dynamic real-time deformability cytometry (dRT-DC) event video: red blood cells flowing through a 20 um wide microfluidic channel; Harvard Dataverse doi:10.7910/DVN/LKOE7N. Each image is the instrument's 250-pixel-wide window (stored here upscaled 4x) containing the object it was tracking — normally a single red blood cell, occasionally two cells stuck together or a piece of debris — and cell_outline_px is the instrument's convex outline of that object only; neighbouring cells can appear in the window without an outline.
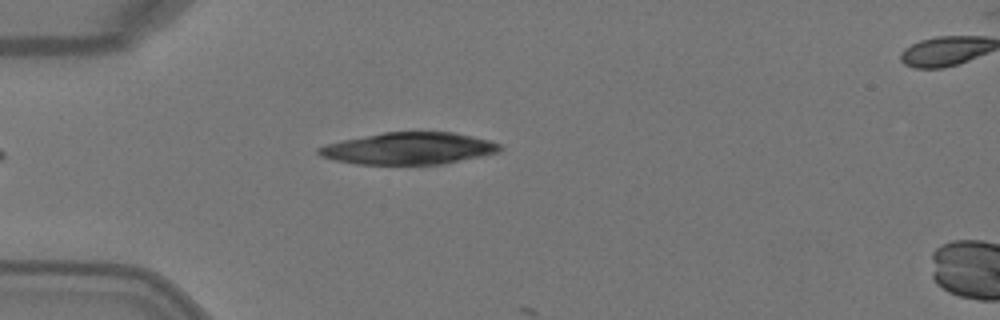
{"species": "Egyptian fruit bat (a non-hibernating species)", "species_latin": "Rousettus aegyptiacus", "temperature_condition": "warm", "stored_images_in_passage": 4, "camera_frame_rate_fps": 3000, "um_per_image_px": 0.085, "animal": {"sex": "female"}, "frame": {"image": 1, "passage_image": 4, "time_ms": 1.0, "image_size_px": [1000, 320], "cell_outline_px": [[504, 148], [500, 152], [444, 164], [356, 164], [336, 160], [320, 156], [316, 152], [316, 148], [328, 144], [344, 140], [384, 132], [452, 132], [472, 136], [488, 140], [500, 144]], "centroid_in_image_um": [34.78, 12.62], "position_along_channel_um": 50.2, "area_um2": 33.58}}